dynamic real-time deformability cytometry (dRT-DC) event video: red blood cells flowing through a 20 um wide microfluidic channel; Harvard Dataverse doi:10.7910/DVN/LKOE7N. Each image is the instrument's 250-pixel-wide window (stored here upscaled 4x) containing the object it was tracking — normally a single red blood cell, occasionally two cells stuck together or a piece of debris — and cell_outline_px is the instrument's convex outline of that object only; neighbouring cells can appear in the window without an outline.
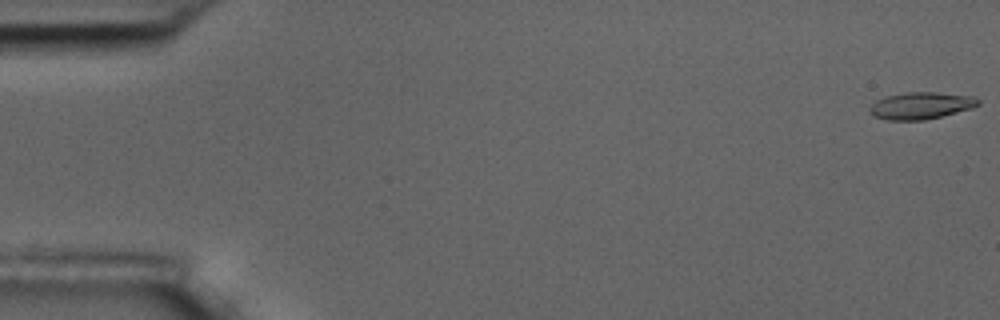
{"species": "common noctule bat (a hibernating species)", "species_latin": "Nyctalus noctula", "temperature_condition": "room temperature", "stored_images_in_passage": 14, "camera_frame_rate_fps": 3000, "um_per_image_px": 0.085, "animal": {"sex": "male", "body_mass_g": 17.5, "forearm_length_mm": 52.3}, "frame": {"image": 1, "passage_image": 1, "time_ms": 0.0, "image_size_px": [1000, 320], "cell_outline_px": [[980, 104], [972, 108], [924, 120], [888, 120], [872, 116], [868, 108], [876, 100], [888, 96], [908, 92], [936, 92], [972, 96], [980, 100]], "centroid_in_image_um": [78.26, 8.98], "position_along_channel_um": 6.7, "area_um2": 16.94}}